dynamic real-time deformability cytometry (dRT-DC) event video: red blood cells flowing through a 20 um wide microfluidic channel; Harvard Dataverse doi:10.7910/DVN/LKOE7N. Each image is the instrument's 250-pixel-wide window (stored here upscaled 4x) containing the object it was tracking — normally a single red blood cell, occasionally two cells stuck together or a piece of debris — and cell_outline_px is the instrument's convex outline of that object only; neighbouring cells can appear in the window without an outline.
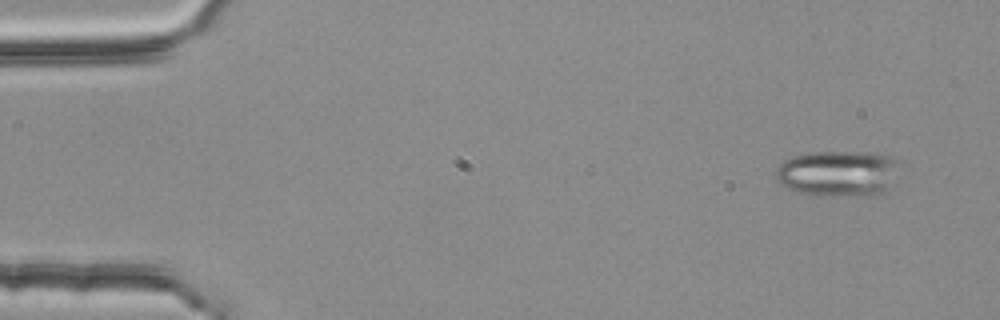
{"species": "common noctule bat (a hibernating species)", "species_latin": "Nyctalus noctula", "temperature_condition": "room temperature", "stored_images_in_passage": 4, "camera_frame_rate_fps": 3000, "um_per_image_px": 0.085, "animal": {"sex": "female", "body_mass_g": 25.1}, "frame": {"image": 1, "passage_image": 1, "time_ms": 0.0, "image_size_px": [1000, 320], "cell_outline_px": [[896, 160], [884, 192], [876, 196], [820, 196], [800, 192], [788, 188], [780, 184], [776, 176], [776, 168], [784, 160], [792, 156], [812, 152], [864, 152], [892, 156]], "centroid_in_image_um": [71.12, 14.75], "position_along_channel_um": 13.9, "area_um2": 32.54}}